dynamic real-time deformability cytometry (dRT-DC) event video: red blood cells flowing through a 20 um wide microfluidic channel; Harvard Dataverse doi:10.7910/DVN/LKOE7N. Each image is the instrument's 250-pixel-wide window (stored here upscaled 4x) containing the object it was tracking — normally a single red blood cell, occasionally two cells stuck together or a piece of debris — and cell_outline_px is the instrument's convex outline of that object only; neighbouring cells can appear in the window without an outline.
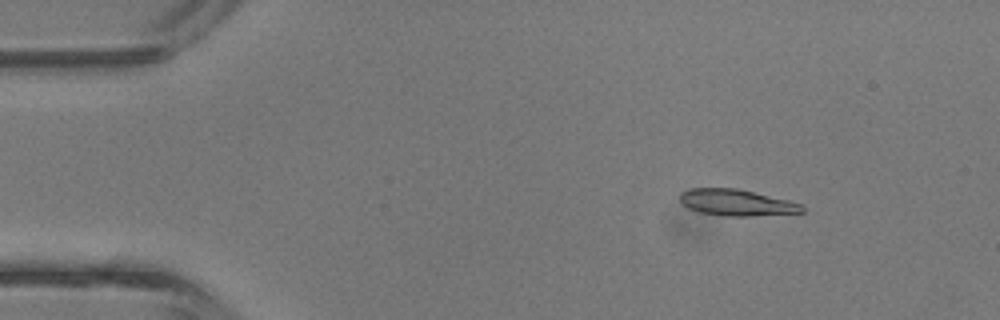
{"species": "common noctule bat (a hibernating species)", "species_latin": "Nyctalus noctula", "temperature_condition": "room temperature", "stored_images_in_passage": 43, "camera_frame_rate_fps": 3000, "um_per_image_px": 0.085, "animal": {"sex": "male", "body_mass_g": 13.3}, "frame": {"image": 1, "passage_image": 6, "time_ms": 1.667, "image_size_px": [1000, 320], "cell_outline_px": [[804, 212], [752, 216], [724, 216], [700, 212], [688, 208], [680, 200], [680, 192], [692, 188], [736, 188], [788, 200], [800, 204], [804, 208]], "centroid_in_image_um": [62.59, 17.22], "position_along_channel_um": 22.4, "area_um2": 18.61}}
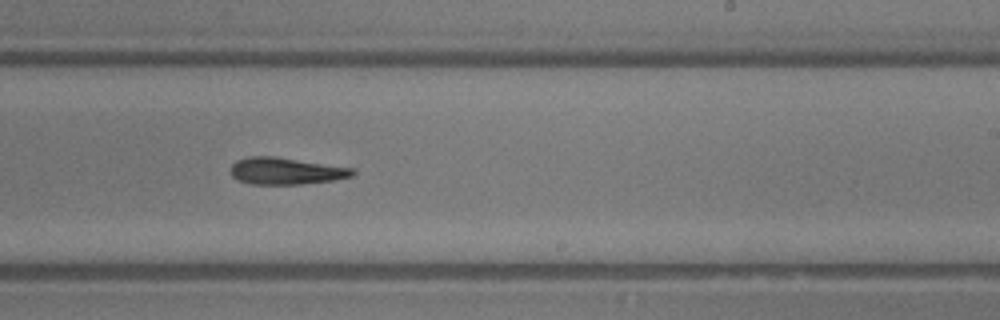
{"frame": {"image": 2, "passage_image": 26, "time_ms": 8.333, "image_size_px": [1000, 320], "cell_outline_px": [[356, 172], [352, 176], [336, 180], [300, 184], [252, 184], [240, 180], [232, 176], [232, 164], [236, 160], [248, 156], [272, 156], [356, 168]], "centroid_in_image_um": [24.35, 14.53], "position_along_channel_um": 264.6, "area_um2": 19.07}}
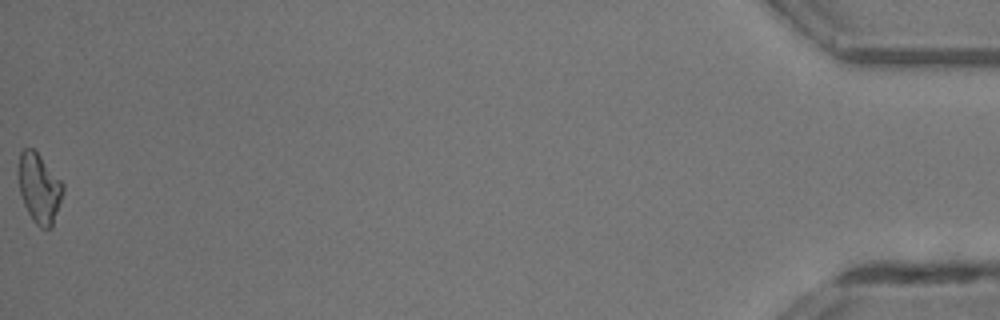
{"frame": {"image": 3, "passage_image": 43, "time_ms": 14.0, "image_size_px": [1000, 320], "cell_outline_px": [[64, 192], [52, 228], [40, 228], [32, 220], [24, 204], [20, 192], [16, 172], [20, 152], [24, 148], [32, 148], [40, 156], [64, 184]], "centroid_in_image_um": [3.32, 16.0], "position_along_channel_um": 431.9, "area_um2": 18.32}, "authors_computed_cell_mechanics": {"area_um2": 18.7272, "velocity_mm_per_s": 4.8143, "shape_relaxation_time_tau1_ms": 5.6101, "shape_relaxation_time_tau2_ms": null, "deformation_change_tau1": 0.2213, "deformation_change_tau2": null}}